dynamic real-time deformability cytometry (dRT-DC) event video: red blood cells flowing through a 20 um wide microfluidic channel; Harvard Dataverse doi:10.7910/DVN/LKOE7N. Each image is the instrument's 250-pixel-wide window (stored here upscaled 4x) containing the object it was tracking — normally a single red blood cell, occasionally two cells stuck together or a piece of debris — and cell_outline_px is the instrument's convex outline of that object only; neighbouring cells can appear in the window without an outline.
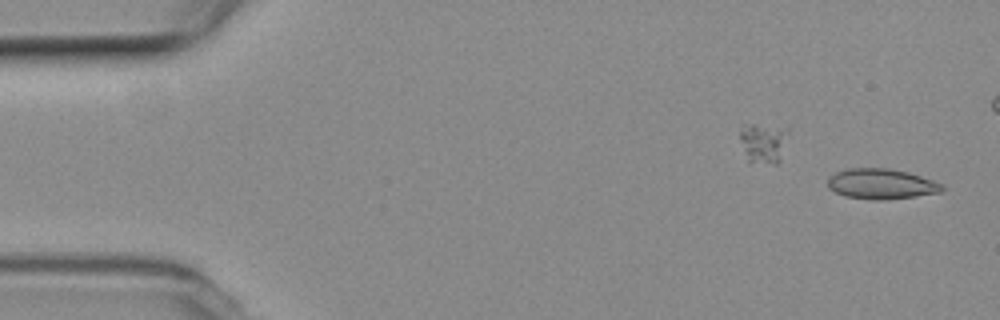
{"species": "common noctule bat (a hibernating species)", "species_latin": "Nyctalus noctula", "temperature_condition": "room temperature", "stored_images_in_passage": 6, "camera_frame_rate_fps": 3000, "um_per_image_px": 0.085, "animal": {"sex": "female", "body_mass_g": 19.3, "forearm_length_mm": 54.1}, "frame": {"image": 1, "passage_image": 1, "time_ms": 0.0, "image_size_px": [1000, 320], "cell_outline_px": [[944, 188], [940, 192], [916, 196], [884, 200], [872, 200], [844, 196], [828, 188], [828, 176], [836, 172], [848, 168], [888, 168], [908, 172], [944, 184]], "centroid_in_image_um": [74.89, 15.63], "position_along_channel_um": 10.1, "area_um2": 20.29}}